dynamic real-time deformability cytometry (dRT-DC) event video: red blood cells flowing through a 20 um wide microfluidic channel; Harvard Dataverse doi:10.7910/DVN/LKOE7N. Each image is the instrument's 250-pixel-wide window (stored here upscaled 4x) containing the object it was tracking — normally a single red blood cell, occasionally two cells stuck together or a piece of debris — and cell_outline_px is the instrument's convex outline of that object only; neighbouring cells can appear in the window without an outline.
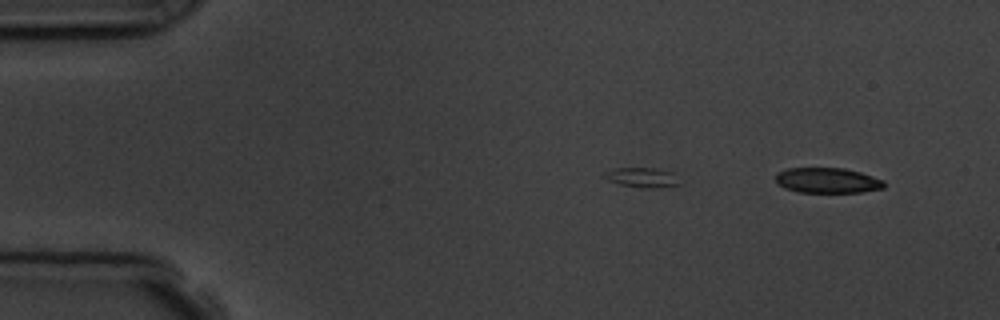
{"species": "common noctule bat (a hibernating species)", "species_latin": "Nyctalus noctula", "temperature_condition": "room temperature", "stored_images_in_passage": 6, "camera_frame_rate_fps": 3000, "um_per_image_px": 0.085, "animal": {"sex": "male", "body_mass_g": 19.5, "forearm_length_mm": 54.6}, "frame": {"image": 1, "passage_image": 1, "time_ms": 0.0, "image_size_px": [1000, 320], "cell_outline_px": [[884, 188], [860, 192], [800, 192], [784, 188], [776, 184], [776, 172], [788, 168], [844, 168], [860, 172], [884, 180]], "centroid_in_image_um": [70.3, 15.33], "position_along_channel_um": 14.7, "area_um2": 16.01}}
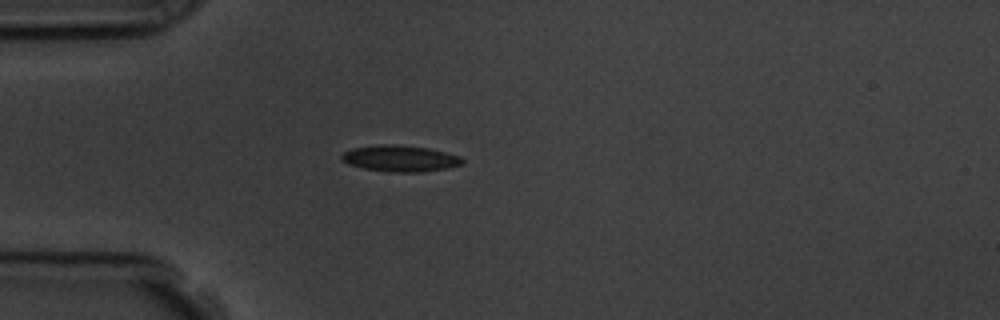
{"frame": {"image": 2, "passage_image": 4, "time_ms": 3.667, "image_size_px": [1000, 320], "cell_outline_px": [[464, 164], [444, 168], [420, 172], [388, 172], [364, 168], [348, 164], [340, 160], [340, 156], [344, 152], [352, 148], [380, 144], [396, 144], [428, 148], [460, 156], [464, 160]], "centroid_in_image_um": [33.97, 13.46], "position_along_channel_um": 51.0, "area_um2": 18.5}}